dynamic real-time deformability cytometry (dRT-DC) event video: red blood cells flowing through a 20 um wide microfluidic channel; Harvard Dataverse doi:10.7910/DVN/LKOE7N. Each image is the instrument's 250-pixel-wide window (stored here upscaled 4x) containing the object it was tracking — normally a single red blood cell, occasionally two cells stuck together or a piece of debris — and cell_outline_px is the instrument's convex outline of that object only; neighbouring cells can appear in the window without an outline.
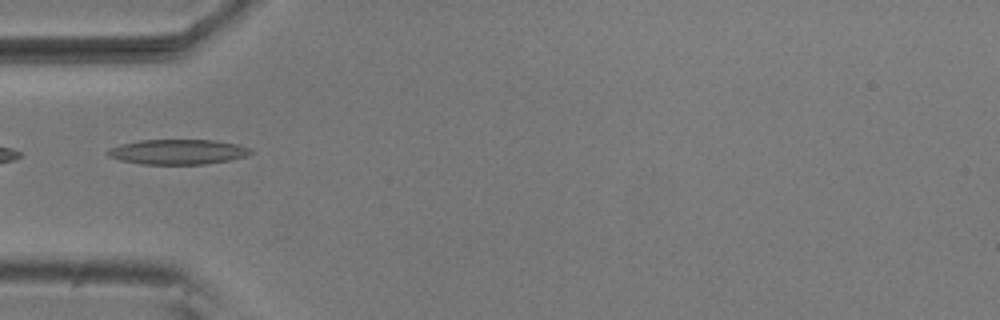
{"species": "common noctule bat (a hibernating species)", "species_latin": "Nyctalus noctula", "temperature_condition": "room temperature", "stored_images_in_passage": 5, "camera_frame_rate_fps": 3000, "um_per_image_px": 0.085, "animal": {"sex": "male", "body_mass_g": 20.5, "forearm_length_mm": 52.5}, "frame": {"image": 1, "passage_image": 5, "time_ms": 1.333, "image_size_px": [1000, 320], "cell_outline_px": [[252, 152], [248, 156], [228, 160], [204, 164], [140, 164], [120, 160], [108, 156], [104, 152], [108, 148], [120, 144], [140, 140], [216, 140], [236, 144], [252, 148]], "centroid_in_image_um": [15.09, 12.9], "position_along_channel_um": 69.9, "area_um2": 20.98}}